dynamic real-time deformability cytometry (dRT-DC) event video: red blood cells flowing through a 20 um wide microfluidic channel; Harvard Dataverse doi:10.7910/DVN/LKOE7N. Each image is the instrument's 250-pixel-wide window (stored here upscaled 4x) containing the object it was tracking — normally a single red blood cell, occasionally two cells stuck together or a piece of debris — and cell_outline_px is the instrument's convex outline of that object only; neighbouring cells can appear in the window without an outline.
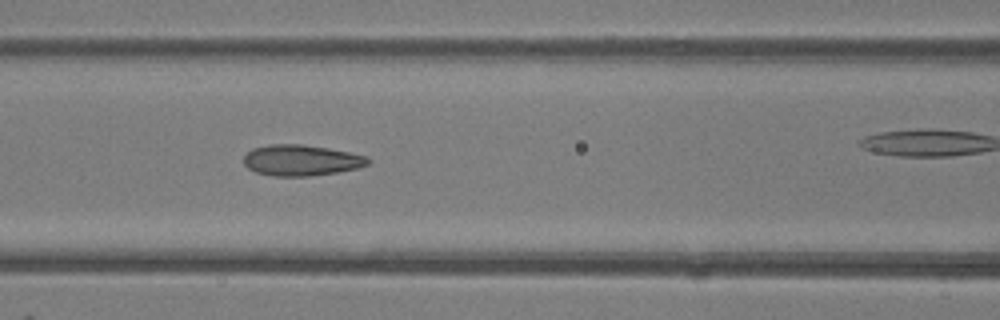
{"species": "common noctule bat (a hibernating species)", "species_latin": "Nyctalus noctula", "temperature_condition": "room temperature", "stored_images_in_passage": 26, "camera_frame_rate_fps": 3000, "um_per_image_px": 0.085, "animal": {"sex": "female"}, "frame": {"image": 1, "passage_image": 8, "time_ms": 2.333, "image_size_px": [1000, 320], "cell_outline_px": [[372, 160], [368, 164], [356, 168], [336, 172], [308, 176], [272, 176], [256, 172], [248, 168], [244, 164], [244, 156], [252, 148], [268, 144], [300, 144], [328, 148], [368, 156]], "centroid_in_image_um": [25.59, 13.62], "position_along_channel_um": 141.0, "area_um2": 22.37}}
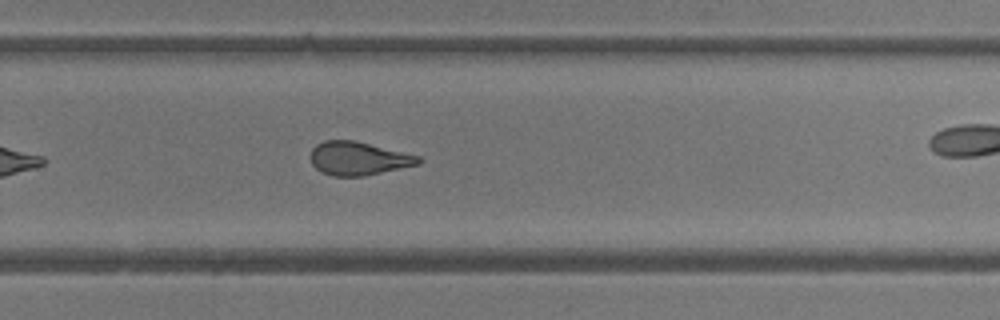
{"frame": {"image": 2, "passage_image": 19, "time_ms": 6.0, "image_size_px": [1000, 320], "cell_outline_px": [[424, 160], [420, 164], [364, 176], [332, 176], [320, 172], [312, 164], [312, 148], [316, 144], [324, 140], [356, 140], [420, 156]], "centroid_in_image_um": [30.49, 13.46], "position_along_channel_um": 299.3, "area_um2": 21.15}}
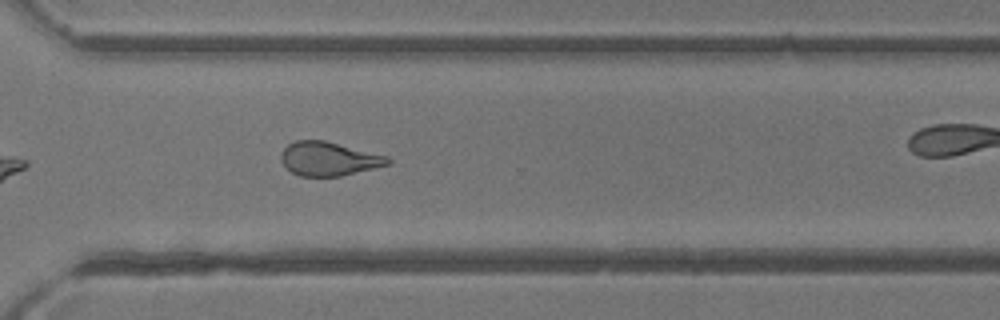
{"frame": {"image": 3, "passage_image": 22, "time_ms": 7.0, "image_size_px": [1000, 320], "cell_outline_px": [[392, 164], [340, 176], [300, 176], [292, 172], [280, 160], [280, 156], [284, 148], [288, 144], [296, 140], [324, 140], [388, 156], [392, 160]], "centroid_in_image_um": [27.97, 13.49], "position_along_channel_um": 342.6, "area_um2": 21.04}}